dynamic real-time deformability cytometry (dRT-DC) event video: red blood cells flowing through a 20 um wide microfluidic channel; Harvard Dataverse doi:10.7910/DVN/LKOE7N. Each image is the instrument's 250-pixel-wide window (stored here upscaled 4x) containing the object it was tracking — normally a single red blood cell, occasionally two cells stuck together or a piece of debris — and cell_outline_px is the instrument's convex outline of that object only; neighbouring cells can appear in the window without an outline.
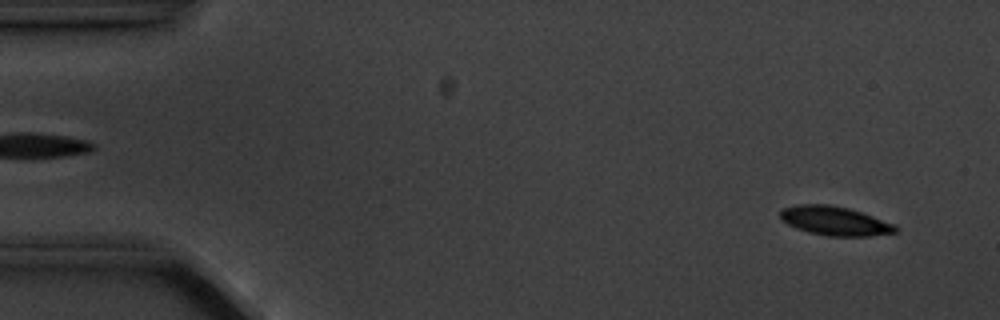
{"species": "common noctule bat (a hibernating species)", "species_latin": "Nyctalus noctula", "temperature_condition": "cold", "stored_images_in_passage": 6, "segment_of_instrument_passage": [2, 2], "camera_frame_rate_fps": 3000, "um_per_image_px": 0.085, "animal": {"sex": "male", "body_mass_g": 20.1, "forearm_length_mm": 53.5}, "frame": {"image": 1, "passage_image": 6, "time_ms": 6.0, "image_size_px": [1000, 320], "cell_outline_px": [[900, 228], [896, 232], [868, 236], [828, 236], [808, 232], [796, 228], [780, 220], [780, 208], [796, 204], [828, 204], [848, 208], [896, 224]], "centroid_in_image_um": [70.93, 18.77], "position_along_channel_um": 14.1, "area_um2": 19.65}}